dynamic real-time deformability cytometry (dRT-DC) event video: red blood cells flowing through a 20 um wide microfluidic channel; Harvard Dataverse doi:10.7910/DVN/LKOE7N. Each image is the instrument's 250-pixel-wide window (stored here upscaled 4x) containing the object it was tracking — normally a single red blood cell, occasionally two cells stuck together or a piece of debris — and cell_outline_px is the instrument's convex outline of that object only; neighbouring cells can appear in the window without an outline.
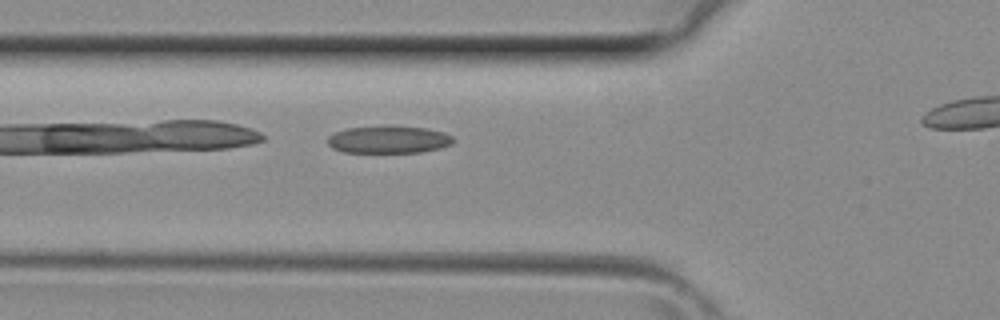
{"species": "common noctule bat (a hibernating species)", "species_latin": "Nyctalus noctula", "temperature_condition": "room temperature", "stored_images_in_passage": 4, "segment_of_instrument_passage": [1, 2], "camera_frame_rate_fps": 3000, "um_per_image_px": 0.085, "animal": {"sex": "female", "body_mass_g": 29.2, "forearm_length_mm": 56.3}, "frame": {"image": 1, "passage_image": 3, "time_ms": 0.667, "image_size_px": [1000, 320], "cell_outline_px": [[452, 144], [440, 148], [420, 152], [344, 152], [332, 148], [328, 144], [328, 136], [336, 132], [348, 128], [388, 124], [392, 124], [428, 128], [444, 132], [452, 136]], "centroid_in_image_um": [33.04, 11.83], "position_along_channel_um": 92.8, "area_um2": 20.46}}